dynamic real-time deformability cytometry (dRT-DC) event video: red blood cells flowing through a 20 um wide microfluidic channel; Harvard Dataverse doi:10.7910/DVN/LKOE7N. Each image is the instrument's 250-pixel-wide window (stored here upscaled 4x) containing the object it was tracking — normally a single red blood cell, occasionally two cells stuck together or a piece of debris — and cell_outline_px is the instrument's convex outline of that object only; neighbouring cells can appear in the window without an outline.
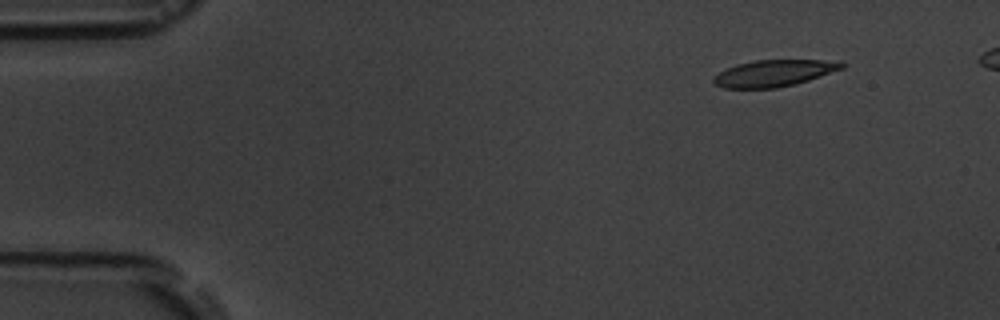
{"species": "common noctule bat (a hibernating species)", "species_latin": "Nyctalus noctula", "temperature_condition": "room temperature", "stored_images_in_passage": 4, "camera_frame_rate_fps": 3000, "um_per_image_px": 0.085, "animal": {"sex": "male", "body_mass_g": 19.5, "forearm_length_mm": 54.6}, "frame": {"image": 1, "passage_image": 1, "time_ms": 0.0, "image_size_px": [1000, 320], "cell_outline_px": [[844, 68], [808, 80], [776, 88], [724, 88], [716, 84], [712, 80], [712, 76], [736, 64], [756, 60], [840, 60], [844, 64]], "centroid_in_image_um": [65.79, 6.21], "position_along_channel_um": 19.2, "area_um2": 19.77}}